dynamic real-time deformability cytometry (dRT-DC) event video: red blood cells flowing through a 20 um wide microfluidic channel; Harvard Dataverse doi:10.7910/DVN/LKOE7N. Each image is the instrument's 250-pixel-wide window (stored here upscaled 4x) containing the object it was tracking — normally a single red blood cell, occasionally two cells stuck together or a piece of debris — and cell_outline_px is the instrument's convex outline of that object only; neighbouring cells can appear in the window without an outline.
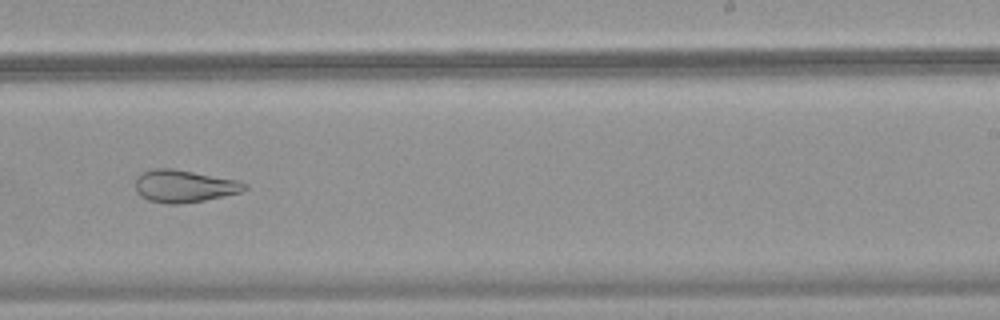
{"species": "common noctule bat (a hibernating species)", "species_latin": "Nyctalus noctula", "temperature_condition": "warm", "stored_images_in_passage": 44, "camera_frame_rate_fps": 3000, "um_per_image_px": 0.085, "animal": {"sex": "female", "body_mass_g": 18.4}, "frame": {"image": 1, "passage_image": 32, "time_ms": 10.333, "image_size_px": [1000, 320], "cell_outline_px": [[248, 188], [240, 192], [204, 200], [180, 204], [168, 204], [148, 200], [140, 196], [136, 192], [136, 176], [140, 172], [152, 168], [172, 168], [240, 180], [248, 184]], "centroid_in_image_um": [15.63, 15.81], "position_along_channel_um": 273.4, "area_um2": 20.87}}